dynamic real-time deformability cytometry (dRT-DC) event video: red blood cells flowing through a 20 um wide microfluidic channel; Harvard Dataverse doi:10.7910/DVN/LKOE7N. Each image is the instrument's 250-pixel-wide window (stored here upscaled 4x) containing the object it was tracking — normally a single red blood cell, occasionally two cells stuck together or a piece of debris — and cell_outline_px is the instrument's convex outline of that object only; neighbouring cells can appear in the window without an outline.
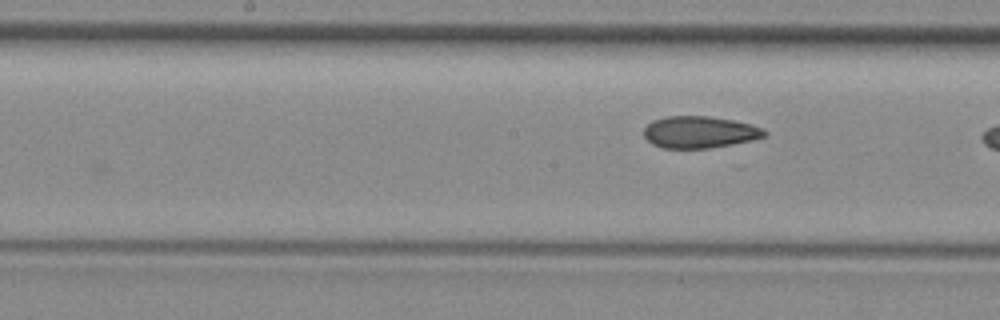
{"species": "common noctule bat (a hibernating species)", "species_latin": "Nyctalus noctula", "temperature_condition": "room temperature", "stored_images_in_passage": 6, "camera_frame_rate_fps": 3000, "um_per_image_px": 0.085, "animal": {"sex": "female", "body_mass_g": 29.2, "forearm_length_mm": 56.3}, "frame": {"image": 1, "passage_image": 6, "time_ms": 5.667, "image_size_px": [1000, 320], "cell_outline_px": [[768, 136], [752, 140], [732, 144], [708, 148], [664, 148], [652, 144], [644, 136], [644, 128], [652, 120], [668, 116], [708, 116], [732, 120], [748, 124], [760, 128], [768, 132]], "centroid_in_image_um": [59.45, 11.23], "position_along_channel_um": 188.8, "area_um2": 22.25}}